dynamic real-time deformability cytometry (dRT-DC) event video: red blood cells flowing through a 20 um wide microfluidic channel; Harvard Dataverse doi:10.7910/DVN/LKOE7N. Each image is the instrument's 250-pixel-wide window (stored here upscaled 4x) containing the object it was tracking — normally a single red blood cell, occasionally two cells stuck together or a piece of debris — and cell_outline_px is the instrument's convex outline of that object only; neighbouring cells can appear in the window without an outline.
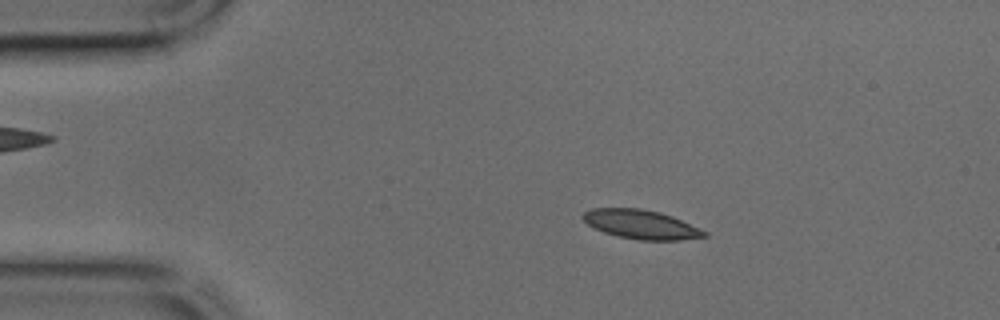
{"species": "common noctule bat (a hibernating species)", "species_latin": "Nyctalus noctula", "temperature_condition": "cold", "stored_images_in_passage": 43, "camera_frame_rate_fps": 3000, "um_per_image_px": 0.085, "animal": {"sex": "male", "body_mass_g": 17.9, "forearm_length_mm": 54.2}, "frame": {"image": 1, "passage_image": 7, "time_ms": 2.0, "image_size_px": [1000, 320], "cell_outline_px": [[708, 236], [680, 240], [640, 240], [620, 236], [604, 232], [588, 224], [580, 216], [584, 212], [592, 208], [640, 208], [660, 212], [672, 216], [708, 232]], "centroid_in_image_um": [54.5, 19.06], "position_along_channel_um": 30.5, "area_um2": 20.4}}
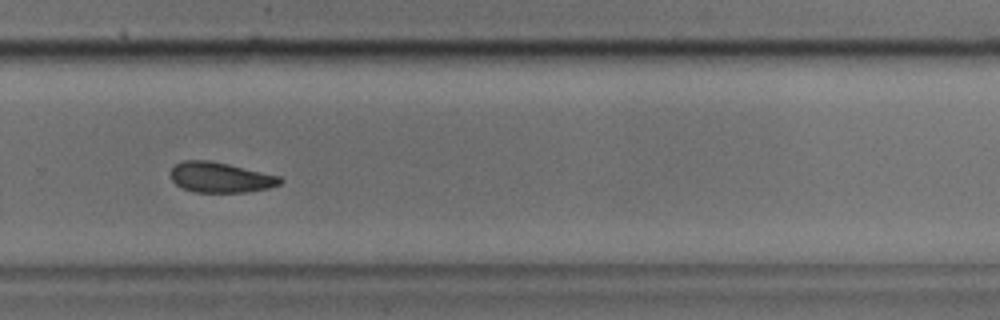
{"frame": {"image": 2, "passage_image": 29, "time_ms": 9.333, "image_size_px": [1000, 320], "cell_outline_px": [[284, 180], [280, 184], [268, 188], [248, 192], [196, 192], [184, 188], [176, 184], [172, 180], [172, 168], [176, 164], [184, 160], [208, 160], [228, 164], [280, 176]], "centroid_in_image_um": [18.76, 15.08], "position_along_channel_um": 311.0, "area_um2": 19.13}}
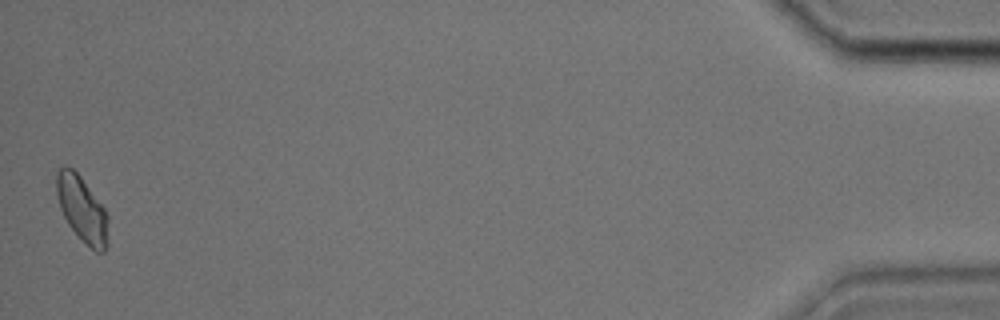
{"frame": {"image": 3, "passage_image": 43, "time_ms": 14.0, "image_size_px": [1000, 320], "cell_outline_px": [[108, 244], [104, 252], [96, 252], [68, 224], [60, 208], [56, 196], [56, 172], [64, 164], [72, 168], [80, 176], [104, 208], [108, 216]], "centroid_in_image_um": [6.97, 17.75], "position_along_channel_um": 428.2, "area_um2": 19.54}}